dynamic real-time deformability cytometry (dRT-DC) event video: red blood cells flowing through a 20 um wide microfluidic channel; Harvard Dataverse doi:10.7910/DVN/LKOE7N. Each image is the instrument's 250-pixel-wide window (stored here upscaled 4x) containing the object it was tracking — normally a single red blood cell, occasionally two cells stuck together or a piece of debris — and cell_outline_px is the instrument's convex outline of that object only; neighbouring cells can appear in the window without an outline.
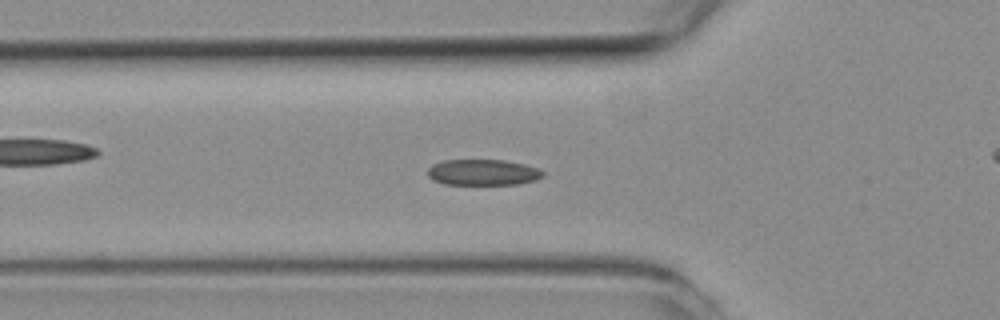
{"species": "common noctule bat (a hibernating species)", "species_latin": "Nyctalus noctula", "temperature_condition": "room temperature", "stored_images_in_passage": 52, "camera_frame_rate_fps": 3000, "um_per_image_px": 0.085, "animal": {"sex": "female", "body_mass_g": 19.3, "forearm_length_mm": 54.1}, "frame": {"image": 1, "passage_image": 17, "time_ms": 5.333, "image_size_px": [1000, 320], "cell_outline_px": [[544, 176], [536, 180], [516, 184], [444, 184], [432, 180], [428, 176], [428, 168], [432, 164], [444, 160], [504, 160], [524, 164], [540, 168], [544, 172]], "centroid_in_image_um": [41.06, 14.64], "position_along_channel_um": 84.7, "area_um2": 17.51}}
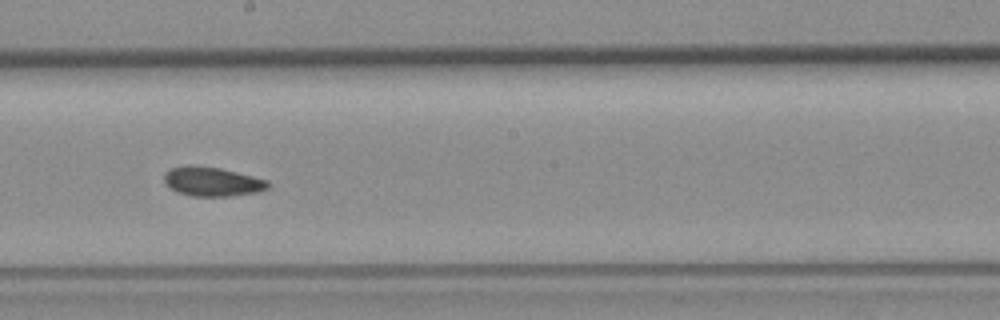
{"frame": {"image": 2, "passage_image": 28, "time_ms": 9.0, "image_size_px": [1000, 320], "cell_outline_px": [[272, 184], [268, 188], [256, 192], [232, 196], [192, 196], [176, 192], [164, 180], [164, 172], [168, 168], [188, 164], [220, 168], [268, 180]], "centroid_in_image_um": [18.02, 15.42], "position_along_channel_um": 230.2, "area_um2": 17.8}}
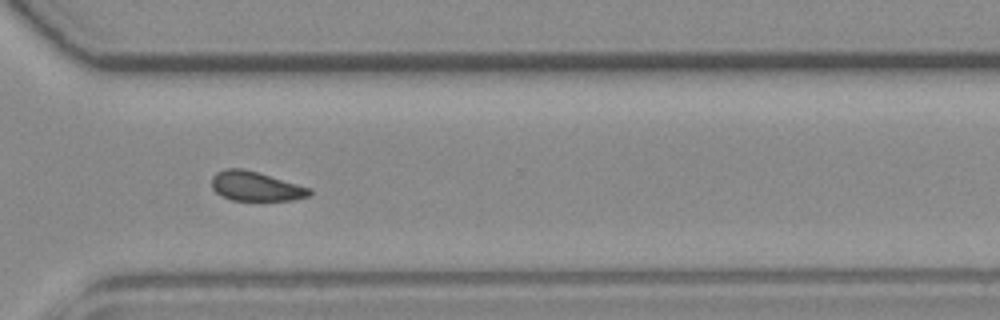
{"frame": {"image": 3, "passage_image": 37, "time_ms": 12.0, "image_size_px": [1000, 320], "cell_outline_px": [[312, 192], [308, 196], [292, 200], [232, 200], [220, 196], [212, 188], [212, 176], [216, 172], [224, 168], [240, 168], [256, 172], [312, 188]], "centroid_in_image_um": [21.71, 15.83], "position_along_channel_um": 348.9, "area_um2": 16.7}, "authors_computed_cell_mechanics": {"area_um2": 17.5134, "velocity_mm_per_s": 3.9544, "shape_relaxation_time_tau1_ms": 4.5134, "shape_relaxation_time_tau2_ms": null, "deformation_change_tau1": 0.1125, "deformation_change_tau2": null}}